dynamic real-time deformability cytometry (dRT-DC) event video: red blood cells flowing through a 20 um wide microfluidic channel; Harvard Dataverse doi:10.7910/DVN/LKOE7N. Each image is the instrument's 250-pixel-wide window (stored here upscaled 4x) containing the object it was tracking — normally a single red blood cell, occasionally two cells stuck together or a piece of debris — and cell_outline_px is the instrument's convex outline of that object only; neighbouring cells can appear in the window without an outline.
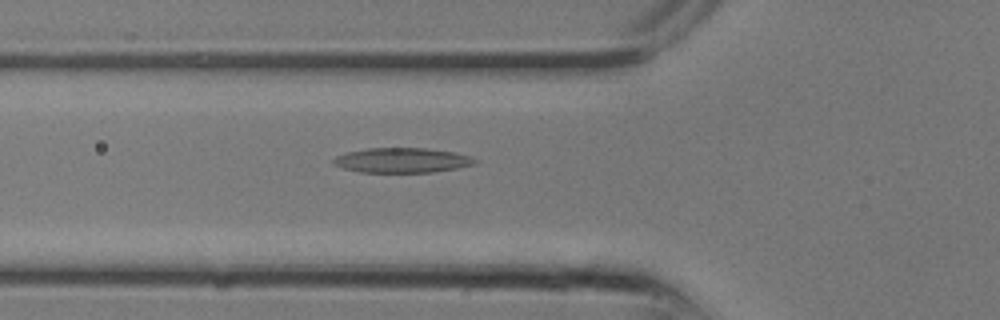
{"species": "common noctule bat (a hibernating species)", "species_latin": "Nyctalus noctula", "temperature_condition": "room temperature", "stored_images_in_passage": 11, "camera_frame_rate_fps": 3000, "um_per_image_px": 0.085, "animal": {"sex": "male", "body_mass_g": 13.3}, "frame": {"image": 1, "passage_image": 3, "time_ms": 0.667, "image_size_px": [1000, 320], "cell_outline_px": [[480, 160], [476, 164], [456, 168], [432, 172], [360, 172], [344, 168], [332, 164], [332, 160], [336, 156], [348, 152], [368, 148], [424, 148], [456, 152], [472, 156]], "centroid_in_image_um": [34.22, 13.62], "position_along_channel_um": 91.6, "area_um2": 20.58}}
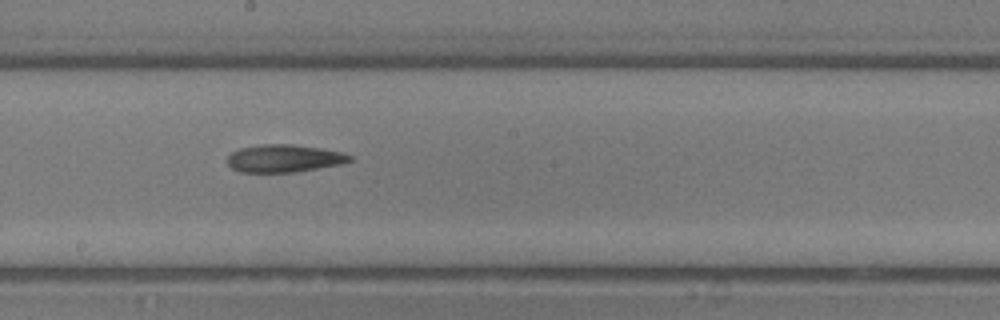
{"frame": {"image": 2, "passage_image": 8, "time_ms": 2.333, "image_size_px": [1000, 320], "cell_outline_px": [[352, 160], [340, 164], [296, 172], [240, 172], [232, 168], [224, 160], [232, 152], [240, 148], [260, 144], [292, 144], [320, 148], [344, 152], [352, 156]], "centroid_in_image_um": [24.12, 13.46], "position_along_channel_um": 224.1, "area_um2": 19.83}}
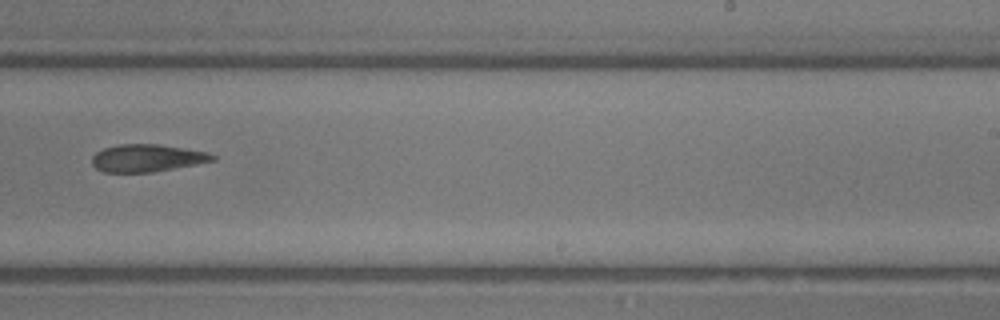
{"frame": {"image": 3, "passage_image": 10, "time_ms": 3.0, "image_size_px": [1000, 320], "cell_outline_px": [[216, 160], [196, 164], [152, 172], [104, 172], [96, 168], [92, 164], [92, 156], [96, 152], [104, 148], [120, 144], [160, 144], [208, 152], [216, 156]], "centroid_in_image_um": [12.5, 13.43], "position_along_channel_um": 276.5, "area_um2": 19.25}}